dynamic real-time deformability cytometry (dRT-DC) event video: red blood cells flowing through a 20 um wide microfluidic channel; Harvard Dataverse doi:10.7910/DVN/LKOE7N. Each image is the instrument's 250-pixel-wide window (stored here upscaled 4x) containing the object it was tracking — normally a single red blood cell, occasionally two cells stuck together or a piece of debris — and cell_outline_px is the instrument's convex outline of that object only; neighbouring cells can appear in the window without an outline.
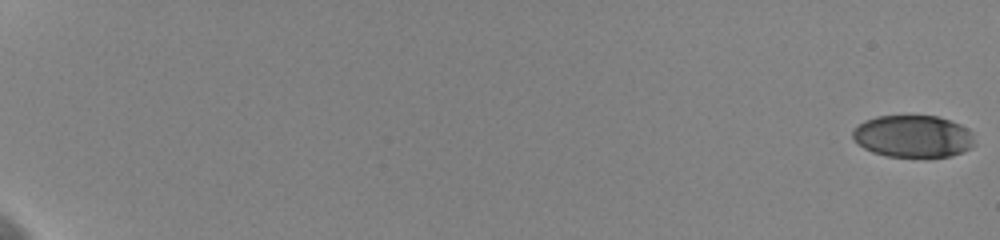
{"species": "human", "species_latin": "Homo sapiens", "temperature_condition": "cold", "stored_images_in_passage": 61, "camera_frame_rate_fps": 3000, "um_per_image_px": 0.085, "donor": {"sex": "female"}, "frame": {"image": 1, "passage_image": 1, "time_ms": 0.0, "image_size_px": [1000, 240], "cell_outline_px": [[976, 144], [972, 148], [964, 152], [948, 156], [888, 156], [872, 152], [864, 148], [852, 136], [852, 132], [864, 120], [876, 116], [936, 116], [960, 124], [968, 128], [972, 132]], "centroid_in_image_um": [77.66, 11.58], "position_along_channel_um": 7.3, "area_um2": 29.82}}
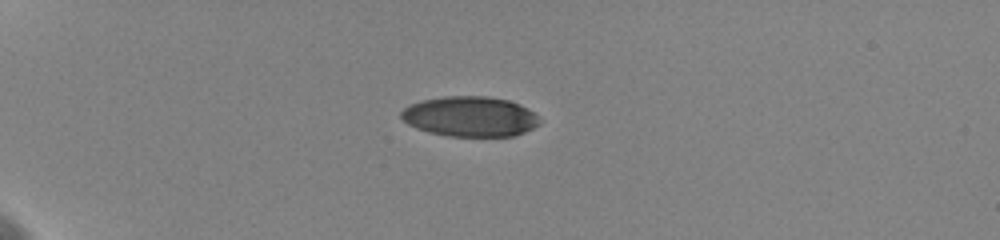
{"frame": {"image": 2, "passage_image": 19, "time_ms": 6.0, "image_size_px": [1000, 240], "cell_outline_px": [[540, 124], [524, 132], [512, 136], [448, 136], [432, 132], [408, 124], [400, 116], [400, 112], [404, 108], [412, 104], [424, 100], [444, 96], [488, 96], [508, 100], [520, 104], [528, 108], [540, 120]], "centroid_in_image_um": [39.98, 9.89], "position_along_channel_um": 45.0, "area_um2": 32.08}}
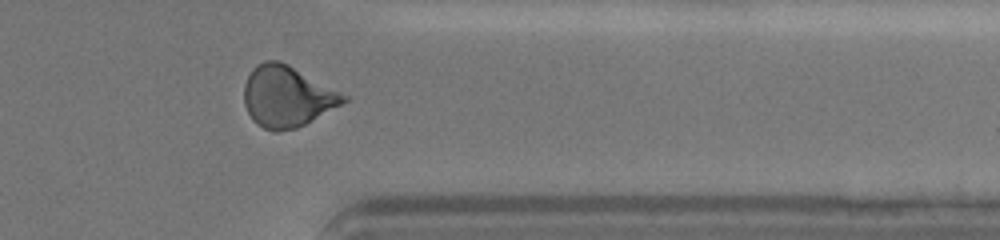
{"frame": {"image": 3, "passage_image": 52, "time_ms": 17.0, "image_size_px": [1000, 240], "cell_outline_px": [[352, 96], [348, 100], [312, 120], [296, 128], [276, 132], [272, 132], [256, 124], [252, 120], [244, 104], [244, 84], [252, 68], [256, 64], [264, 60], [276, 60], [288, 64]], "centroid_in_image_um": [24.41, 8.19], "position_along_channel_um": 387.0, "area_um2": 35.72}, "authors_computed_cell_mechanics": {"area_um2": 33.8708, "velocity_mm_per_s": 3.6083, "shape_relaxation_time_tau1_ms": 10.0866, "shape_relaxation_time_tau2_ms": 3.0493, "deformation_change_tau1": 0.2323, "deformation_change_tau2": 0.0708}}